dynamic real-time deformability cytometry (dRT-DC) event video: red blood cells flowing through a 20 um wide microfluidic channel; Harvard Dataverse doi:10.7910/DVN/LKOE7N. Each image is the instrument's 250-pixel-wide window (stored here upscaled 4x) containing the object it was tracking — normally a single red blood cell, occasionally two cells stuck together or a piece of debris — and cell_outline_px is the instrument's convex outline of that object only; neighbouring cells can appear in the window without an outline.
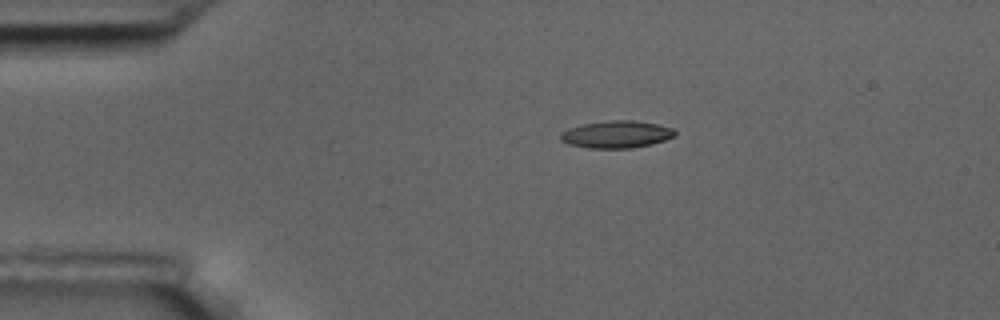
{"species": "common noctule bat (a hibernating species)", "species_latin": "Nyctalus noctula", "temperature_condition": "room temperature", "stored_images_in_passage": 5, "camera_frame_rate_fps": 3000, "um_per_image_px": 0.085, "animal": {"sex": "male", "body_mass_g": 17.5, "forearm_length_mm": 52.3}, "frame": {"image": 1, "passage_image": 1, "time_ms": 0.0, "image_size_px": [1000, 320], "cell_outline_px": [[676, 136], [652, 144], [632, 148], [588, 148], [568, 144], [560, 140], [560, 132], [568, 128], [580, 124], [608, 120], [636, 120], [656, 124], [672, 128], [676, 132]], "centroid_in_image_um": [52.37, 11.41], "position_along_channel_um": 32.6, "area_um2": 18.38}}
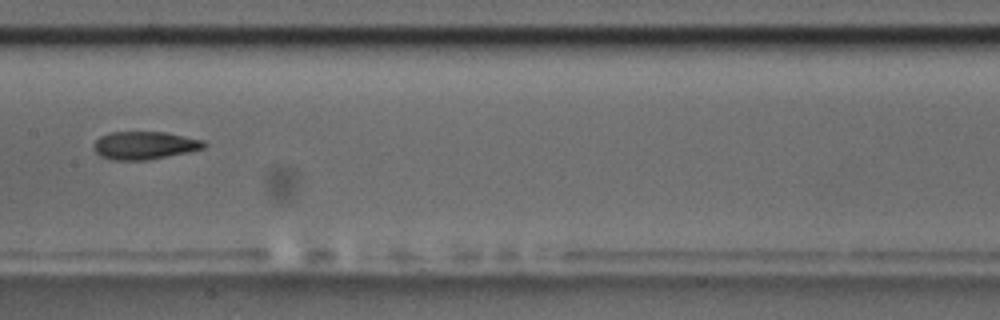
{"frame": {"image": 2, "passage_image": 5, "time_ms": 5.667, "image_size_px": [1000, 320], "cell_outline_px": [[208, 144], [204, 148], [188, 152], [148, 160], [112, 160], [100, 156], [92, 148], [92, 144], [100, 136], [108, 132], [164, 132], [204, 140]], "centroid_in_image_um": [12.26, 12.36], "position_along_channel_um": 195.1, "area_um2": 18.09}}